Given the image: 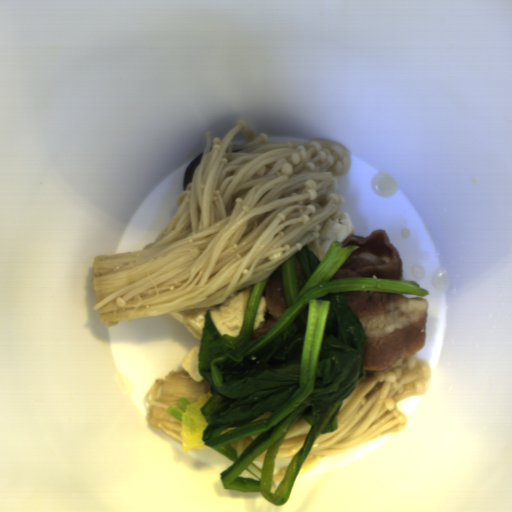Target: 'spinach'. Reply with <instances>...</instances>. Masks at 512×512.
Returning a JSON list of instances; mask_svg holds the SVG:
<instances>
[{
    "mask_svg": "<svg viewBox=\"0 0 512 512\" xmlns=\"http://www.w3.org/2000/svg\"><path fill=\"white\" fill-rule=\"evenodd\" d=\"M191 404L193 403L189 399L181 397L174 406H169L165 411L180 421L182 413H185L186 408Z\"/></svg>",
    "mask_w": 512,
    "mask_h": 512,
    "instance_id": "obj_2",
    "label": "spinach"
},
{
    "mask_svg": "<svg viewBox=\"0 0 512 512\" xmlns=\"http://www.w3.org/2000/svg\"><path fill=\"white\" fill-rule=\"evenodd\" d=\"M358 248L333 241L322 260L309 244L302 248L301 289L295 254L284 260L287 308L255 339V316L268 276L253 283L238 337L221 336L206 310L198 370L211 398L200 409L207 423L202 440L232 461L219 475L225 490L259 491L274 505H284L317 437L336 430L344 401L367 372L362 357L367 336L343 292L429 295L407 279L335 278ZM301 419L312 426L302 450L275 461L288 427ZM258 433L263 434L237 458L230 442ZM266 449L262 463L253 460ZM284 467L285 479L271 481Z\"/></svg>",
    "mask_w": 512,
    "mask_h": 512,
    "instance_id": "obj_1",
    "label": "spinach"
}]
</instances>
